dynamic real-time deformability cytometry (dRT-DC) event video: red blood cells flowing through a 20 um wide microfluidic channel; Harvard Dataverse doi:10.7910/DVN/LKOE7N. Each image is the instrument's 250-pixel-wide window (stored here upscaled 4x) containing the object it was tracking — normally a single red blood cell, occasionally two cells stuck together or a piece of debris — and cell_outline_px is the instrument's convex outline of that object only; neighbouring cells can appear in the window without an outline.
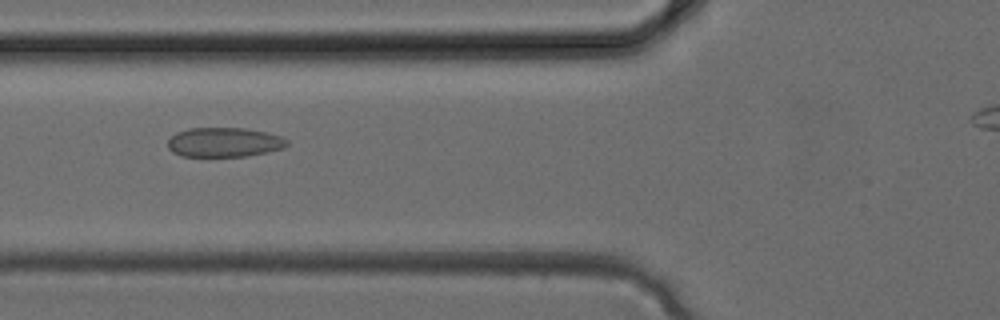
{"species": "common noctule bat (a hibernating species)", "species_latin": "Nyctalus noctula", "temperature_condition": "cold", "stored_images_in_passage": 5, "segment_of_instrument_passage": [1, 2], "camera_frame_rate_fps": 3000, "um_per_image_px": 0.085, "animal": {"sex": "female", "body_mass_g": 24.6, "forearm_length_mm": 56.2}, "frame": {"image": 1, "passage_image": 4, "time_ms": 1.0, "image_size_px": [1000, 320], "cell_outline_px": [[288, 144], [284, 148], [268, 152], [248, 156], [180, 156], [172, 152], [168, 148], [168, 140], [176, 132], [188, 128], [244, 128], [264, 132], [280, 136], [288, 140]], "centroid_in_image_um": [19.04, 12.09], "position_along_channel_um": 106.8, "area_um2": 20.52}}